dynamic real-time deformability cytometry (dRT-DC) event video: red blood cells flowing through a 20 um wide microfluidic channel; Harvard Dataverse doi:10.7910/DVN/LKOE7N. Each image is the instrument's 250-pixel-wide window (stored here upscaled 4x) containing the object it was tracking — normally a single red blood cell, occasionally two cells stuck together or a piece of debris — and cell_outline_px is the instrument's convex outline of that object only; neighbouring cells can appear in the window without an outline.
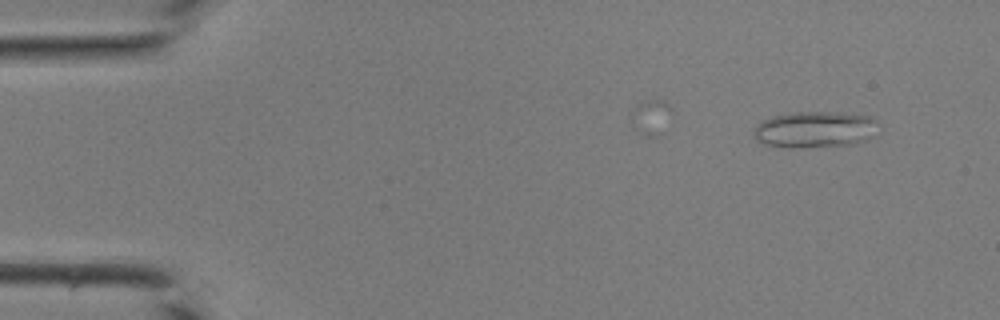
{"species": "common noctule bat (a hibernating species)", "species_latin": "Nyctalus noctula", "temperature_condition": "room temperature", "stored_images_in_passage": 9, "camera_frame_rate_fps": 3000, "um_per_image_px": 0.085, "animal": {"sex": "male", "body_mass_g": 19.0, "forearm_length_mm": 50.8}, "frame": {"image": 1, "passage_image": 1, "time_ms": 0.0, "image_size_px": [1000, 320], "cell_outline_px": [[876, 136], [868, 140], [852, 144], [800, 148], [792, 148], [764, 144], [756, 140], [752, 136], [752, 132], [756, 124], [772, 116], [796, 112], [828, 112], [872, 116], [876, 120]], "centroid_in_image_um": [69.25, 11.02], "position_along_channel_um": 15.7, "area_um2": 26.65}}